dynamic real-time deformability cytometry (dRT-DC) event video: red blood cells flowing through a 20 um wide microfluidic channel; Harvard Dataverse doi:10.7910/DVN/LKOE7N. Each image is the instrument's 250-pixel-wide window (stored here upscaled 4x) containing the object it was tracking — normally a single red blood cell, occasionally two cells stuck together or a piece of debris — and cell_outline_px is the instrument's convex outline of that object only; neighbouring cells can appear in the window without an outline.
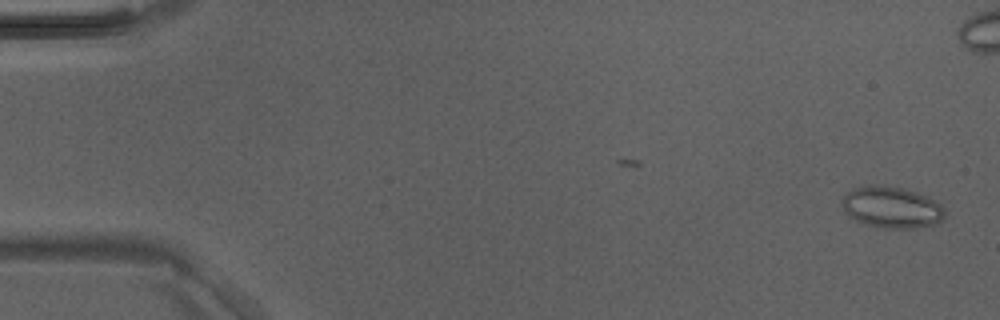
{"species": "Egyptian fruit bat (a non-hibernating species)", "species_latin": "Rousettus aegyptiacus", "temperature_condition": "room temperature", "stored_images_in_passage": 5, "camera_frame_rate_fps": 3000, "um_per_image_px": 0.085, "animal": {"sex": "male"}, "frame": {"image": 1, "passage_image": 1, "time_ms": 0.0, "image_size_px": [1000, 320], "cell_outline_px": [[944, 216], [940, 220], [932, 224], [916, 228], [884, 228], [868, 224], [856, 220], [848, 216], [844, 212], [840, 204], [840, 200], [844, 192], [852, 188], [876, 184], [904, 188], [916, 192], [940, 204], [944, 208]], "centroid_in_image_um": [75.69, 17.6], "position_along_channel_um": 9.3, "area_um2": 24.85}}